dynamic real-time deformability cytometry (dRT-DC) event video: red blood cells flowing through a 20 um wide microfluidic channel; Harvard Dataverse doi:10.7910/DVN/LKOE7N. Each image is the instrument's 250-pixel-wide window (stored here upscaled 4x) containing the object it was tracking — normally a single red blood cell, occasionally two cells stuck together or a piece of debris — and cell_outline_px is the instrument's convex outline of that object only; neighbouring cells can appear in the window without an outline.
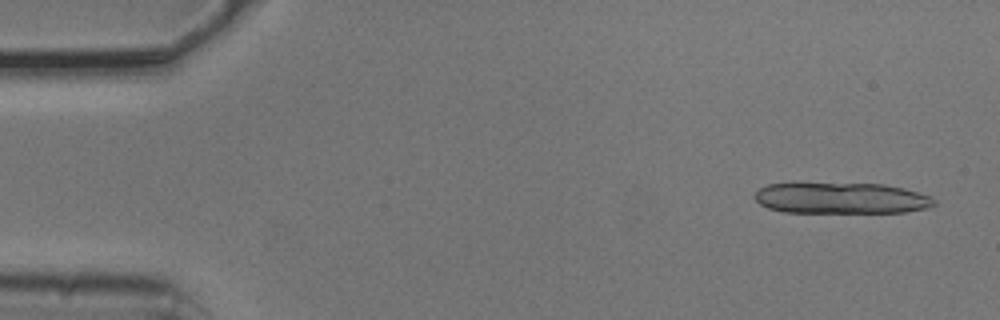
{"species": "common noctule bat (a hibernating species)", "species_latin": "Nyctalus noctula", "temperature_condition": "cold", "stored_images_in_passage": 7, "camera_frame_rate_fps": 3000, "um_per_image_px": 0.085, "animal": {"sex": "male", "body_mass_g": 20.5, "forearm_length_mm": 52.5}, "frame": {"image": 1, "passage_image": 1, "time_ms": 0.0, "image_size_px": [1000, 320], "cell_outline_px": [[936, 204], [928, 208], [904, 212], [784, 212], [768, 208], [760, 204], [752, 196], [760, 188], [768, 184], [884, 184], [904, 188], [932, 196], [936, 200]], "centroid_in_image_um": [71.54, 16.85], "position_along_channel_um": 13.5, "area_um2": 32.37}}
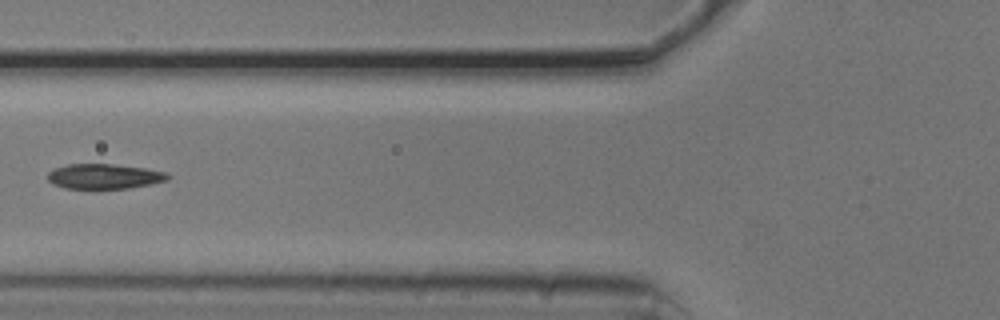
{"frame": {"image": 2, "passage_image": 6, "time_ms": 1.667, "image_size_px": [1000, 320], "cell_outline_px": [[172, 176], [168, 180], [152, 184], [128, 188], [64, 188], [52, 184], [48, 180], [48, 172], [52, 168], [68, 164], [112, 164], [144, 168], [164, 172]], "centroid_in_image_um": [8.84, 14.99], "position_along_channel_um": 117.0, "area_um2": 17.51}}
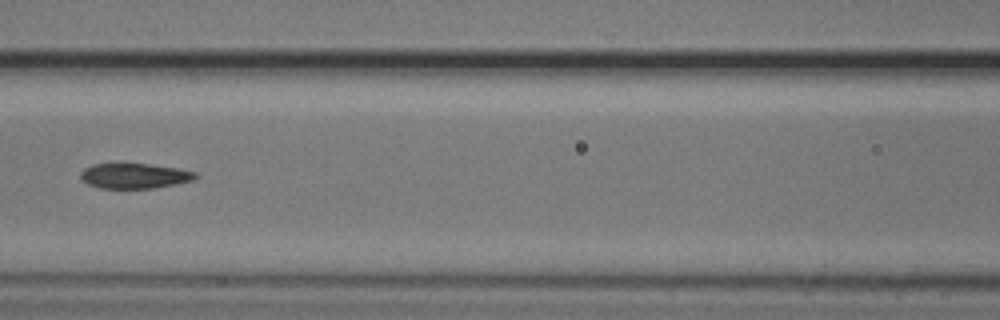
{"frame": {"image": 3, "passage_image": 7, "time_ms": 2.0, "image_size_px": [1000, 320], "cell_outline_px": [[200, 176], [192, 180], [176, 184], [152, 188], [100, 188], [88, 184], [80, 176], [80, 172], [84, 168], [92, 164], [148, 164], [180, 168], [196, 172]], "centroid_in_image_um": [11.46, 14.94], "position_along_channel_um": 155.1, "area_um2": 16.82}}